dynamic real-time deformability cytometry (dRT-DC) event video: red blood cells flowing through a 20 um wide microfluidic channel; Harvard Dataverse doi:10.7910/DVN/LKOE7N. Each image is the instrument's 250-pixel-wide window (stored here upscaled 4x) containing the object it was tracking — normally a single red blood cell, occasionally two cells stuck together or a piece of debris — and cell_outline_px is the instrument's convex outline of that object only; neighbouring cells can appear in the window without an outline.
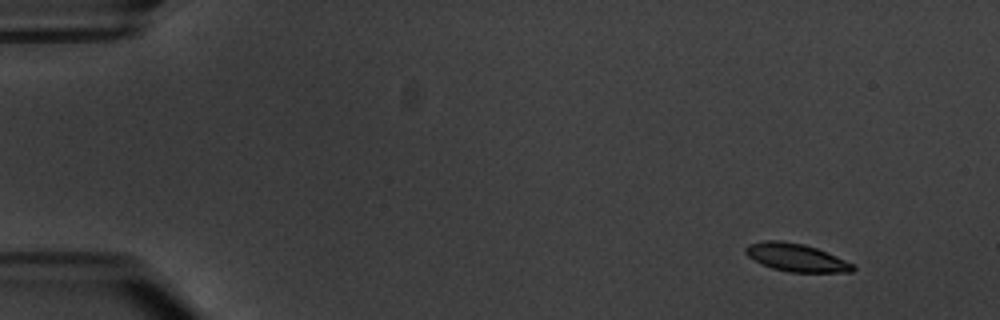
{"species": "common noctule bat (a hibernating species)", "species_latin": "Nyctalus noctula", "temperature_condition": "warm", "stored_images_in_passage": 5, "camera_frame_rate_fps": 3000, "um_per_image_px": 0.085, "animal": {"sex": "male", "body_mass_g": 20.1, "forearm_length_mm": 53.5}, "frame": {"image": 1, "passage_image": 1, "time_ms": 0.0, "image_size_px": [1000, 320], "cell_outline_px": [[856, 268], [852, 272], [788, 272], [772, 268], [748, 256], [744, 252], [744, 248], [748, 244], [764, 240], [780, 240], [804, 244], [816, 248], [844, 260], [852, 264]], "centroid_in_image_um": [67.64, 21.88], "position_along_channel_um": 17.4, "area_um2": 17.22}}